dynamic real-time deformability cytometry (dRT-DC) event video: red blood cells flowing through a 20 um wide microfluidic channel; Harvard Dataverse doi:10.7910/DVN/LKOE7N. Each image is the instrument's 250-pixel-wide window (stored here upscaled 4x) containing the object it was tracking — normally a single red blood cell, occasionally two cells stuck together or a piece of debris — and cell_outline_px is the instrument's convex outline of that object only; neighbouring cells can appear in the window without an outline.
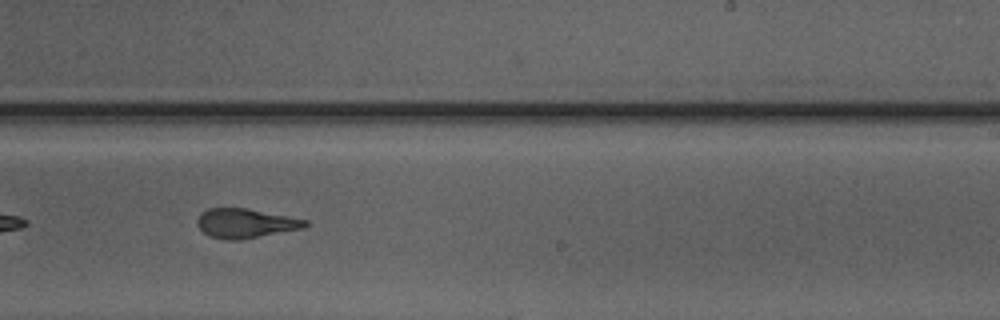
{"species": "Egyptian fruit bat (a non-hibernating species)", "species_latin": "Rousettus aegyptiacus", "temperature_condition": "warm", "stored_images_in_passage": 29, "camera_frame_rate_fps": 3000, "um_per_image_px": 0.085, "animal": {"sex": "male"}, "frame": {"image": 1, "passage_image": 17, "time_ms": 5.333, "image_size_px": [1000, 320], "cell_outline_px": [[308, 224], [304, 228], [240, 240], [228, 240], [208, 236], [196, 224], [196, 220], [200, 212], [208, 208], [248, 208], [308, 220]], "centroid_in_image_um": [20.84, 18.97], "position_along_channel_um": 268.2, "area_um2": 18.61}, "authors_computed_cell_mechanics": {"area_um2": 19.3052, "velocity_mm_per_s": 4.1729, "shape_relaxation_time_tau1_ms": 5.1538, "shape_relaxation_time_tau2_ms": 1.8715, "deformation_change_tau1": 0.2178, "deformation_change_tau2": 0.0952}}